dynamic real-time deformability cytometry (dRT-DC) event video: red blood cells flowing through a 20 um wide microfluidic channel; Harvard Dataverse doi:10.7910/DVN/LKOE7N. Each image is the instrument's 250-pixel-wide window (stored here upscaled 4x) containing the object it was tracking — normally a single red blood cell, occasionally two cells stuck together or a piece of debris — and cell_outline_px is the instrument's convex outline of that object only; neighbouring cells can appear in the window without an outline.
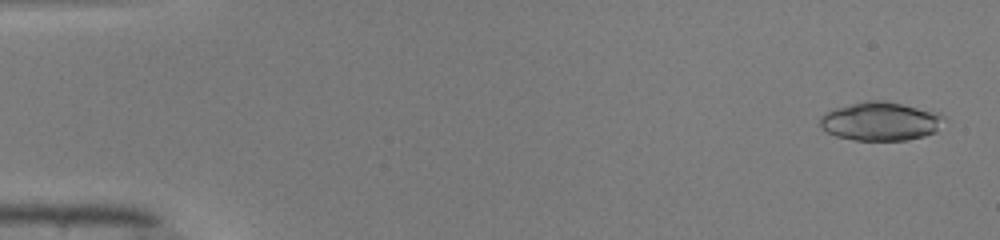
{"species": "common noctule bat (a hibernating species)", "species_latin": "Nyctalus noctula", "temperature_condition": "warm", "stored_images_in_passage": 49, "camera_frame_rate_fps": 3000, "um_per_image_px": 0.085, "animal": {"sex": "male", "body_mass_g": 19.0, "forearm_length_mm": 50.8}, "frame": {"image": 1, "passage_image": 2, "time_ms": 0.333, "image_size_px": [1000, 240], "cell_outline_px": [[948, 120], [936, 132], [924, 136], [908, 140], [852, 140], [836, 136], [828, 132], [820, 124], [820, 116], [824, 112], [836, 108], [868, 100], [884, 100], [940, 112]], "centroid_in_image_um": [74.92, 10.31], "position_along_channel_um": 10.1, "area_um2": 28.21}}
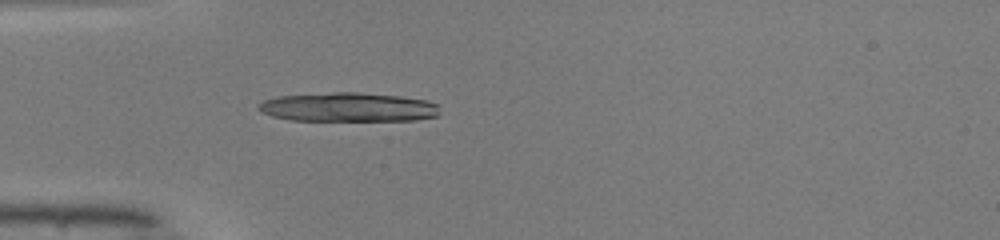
{"frame": {"image": 2, "passage_image": 15, "time_ms": 4.667, "image_size_px": [1000, 240], "cell_outline_px": [[440, 104], [436, 116], [412, 120], [292, 120], [272, 116], [260, 112], [256, 108], [264, 100], [280, 96], [336, 92], [356, 92], [400, 96], [428, 100]], "centroid_in_image_um": [29.61, 9.1], "position_along_channel_um": 55.4, "area_um2": 30.58}}